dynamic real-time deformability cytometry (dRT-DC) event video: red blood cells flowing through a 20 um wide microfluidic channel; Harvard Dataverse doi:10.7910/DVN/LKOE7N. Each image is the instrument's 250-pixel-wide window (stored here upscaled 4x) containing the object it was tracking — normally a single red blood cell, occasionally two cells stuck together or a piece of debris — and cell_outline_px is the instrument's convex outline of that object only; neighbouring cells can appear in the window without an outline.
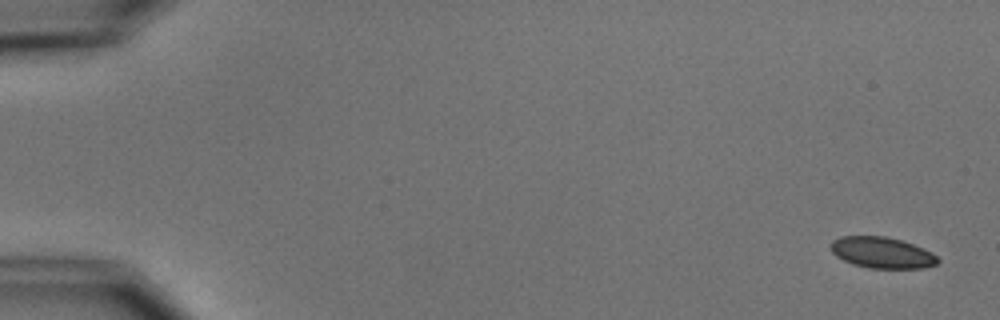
{"species": "common noctule bat (a hibernating species)", "species_latin": "Nyctalus noctula", "temperature_condition": "cold", "stored_images_in_passage": 8, "camera_frame_rate_fps": 3000, "um_per_image_px": 0.085, "animal": {"sex": "male", "body_mass_g": 15.6}, "frame": {"image": 1, "passage_image": 1, "time_ms": 0.0, "image_size_px": [1000, 320], "cell_outline_px": [[940, 260], [936, 264], [924, 268], [868, 268], [852, 264], [836, 256], [832, 252], [832, 240], [840, 236], [884, 236], [900, 240], [924, 248], [932, 252]], "centroid_in_image_um": [74.97, 21.48], "position_along_channel_um": 10.0, "area_um2": 19.36}}
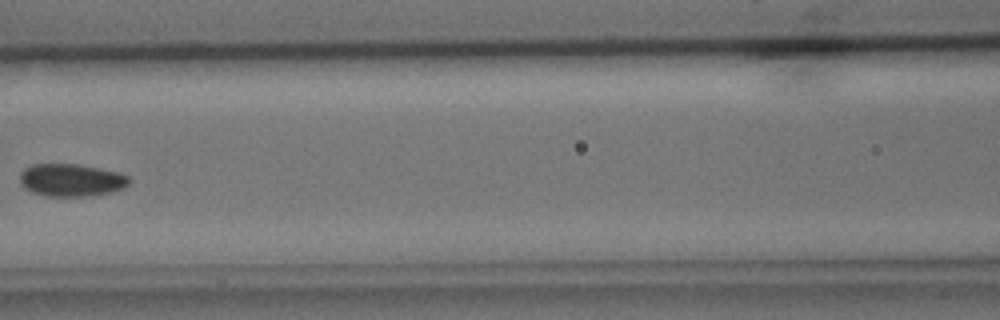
{"frame": {"image": 2, "passage_image": 7, "time_ms": 8.0, "image_size_px": [1000, 320], "cell_outline_px": [[132, 180], [124, 188], [112, 192], [84, 196], [44, 196], [32, 192], [24, 188], [20, 184], [20, 172], [24, 168], [32, 164], [80, 164], [100, 168], [116, 172], [128, 176]], "centroid_in_image_um": [6.03, 15.3], "position_along_channel_um": 160.6, "area_um2": 20.92}}
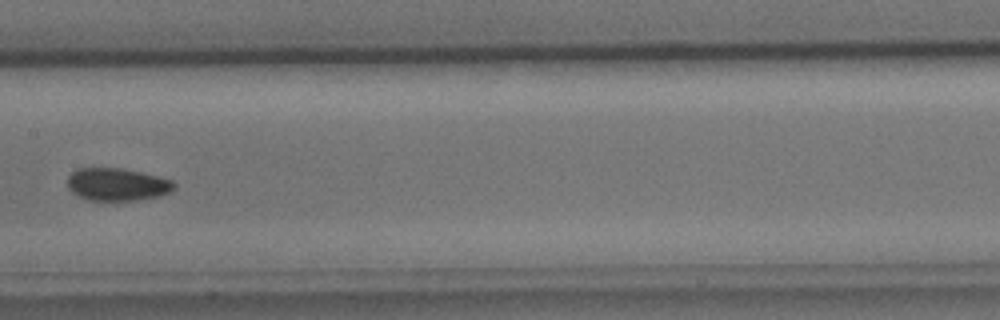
{"frame": {"image": 3, "passage_image": 8, "time_ms": 9.0, "image_size_px": [1000, 320], "cell_outline_px": [[176, 184], [168, 192], [160, 196], [140, 200], [88, 200], [72, 192], [68, 188], [68, 176], [72, 172], [80, 168], [120, 168], [140, 172], [172, 180]], "centroid_in_image_um": [9.94, 15.68], "position_along_channel_um": 197.5, "area_um2": 20.06}}